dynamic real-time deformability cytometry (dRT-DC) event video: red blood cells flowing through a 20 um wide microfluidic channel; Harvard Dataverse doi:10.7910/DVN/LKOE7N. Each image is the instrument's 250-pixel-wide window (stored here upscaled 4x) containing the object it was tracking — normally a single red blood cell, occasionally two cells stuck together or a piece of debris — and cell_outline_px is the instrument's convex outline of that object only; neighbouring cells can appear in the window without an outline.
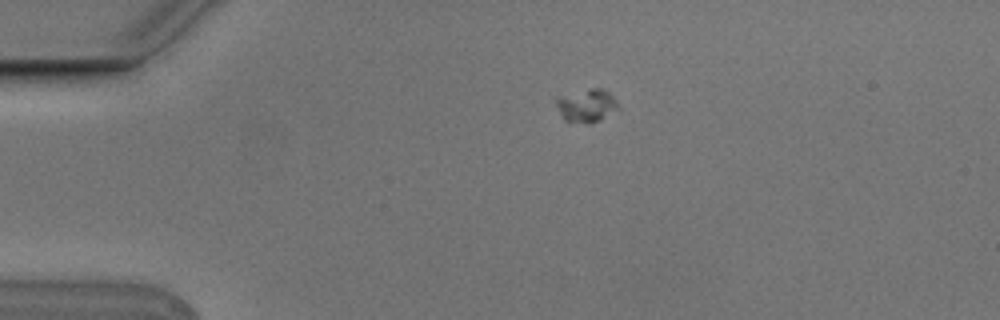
{"species": "Egyptian fruit bat (a non-hibernating species)", "species_latin": "Rousettus aegyptiacus", "temperature_condition": "cold", "stored_images_in_passage": 6, "camera_frame_rate_fps": 3000, "um_per_image_px": 0.085, "animal": {"sex": "male"}, "frame": {"image": 1, "passage_image": 1, "time_ms": 0.0, "image_size_px": [1000, 320], "cell_outline_px": [[616, 108], [600, 120], [588, 124], [564, 120], [556, 104], [556, 96], [592, 88], [600, 88], [608, 92], [616, 100]], "centroid_in_image_um": [49.8, 8.96], "position_along_channel_um": 35.2, "area_um2": 11.62}}
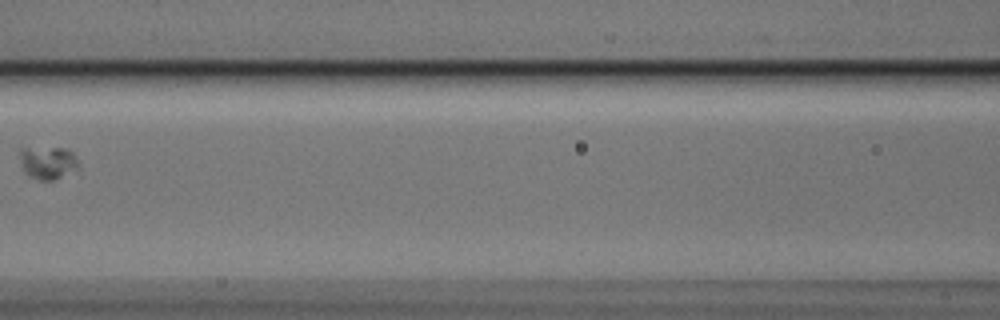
{"frame": {"image": 2, "passage_image": 5, "time_ms": 1.333, "image_size_px": [1000, 320], "cell_outline_px": [[76, 168], [52, 180], [40, 180], [28, 176], [24, 172], [20, 156], [20, 148], [64, 148], [72, 152], [76, 160]], "centroid_in_image_um": [4.0, 13.81], "position_along_channel_um": 162.6, "area_um2": 10.75}}
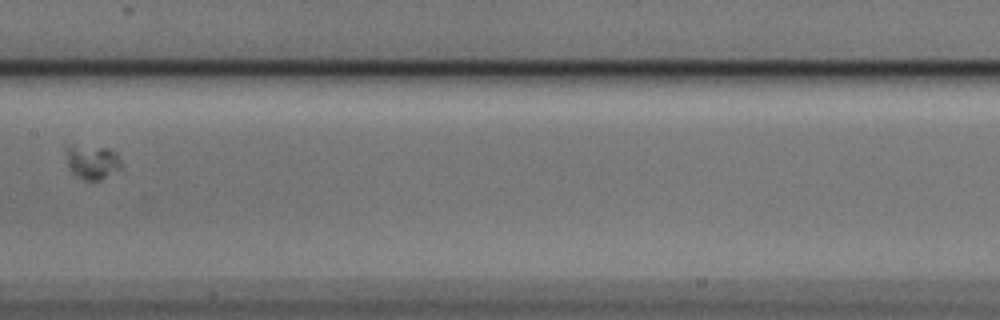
{"frame": {"image": 3, "passage_image": 6, "time_ms": 1.667, "image_size_px": [1000, 320], "cell_outline_px": [[120, 168], [100, 180], [84, 180], [76, 176], [68, 168], [64, 148], [72, 144], [108, 148], [116, 152], [120, 160]], "centroid_in_image_um": [7.77, 13.74], "position_along_channel_um": 199.6, "area_um2": 11.16}}